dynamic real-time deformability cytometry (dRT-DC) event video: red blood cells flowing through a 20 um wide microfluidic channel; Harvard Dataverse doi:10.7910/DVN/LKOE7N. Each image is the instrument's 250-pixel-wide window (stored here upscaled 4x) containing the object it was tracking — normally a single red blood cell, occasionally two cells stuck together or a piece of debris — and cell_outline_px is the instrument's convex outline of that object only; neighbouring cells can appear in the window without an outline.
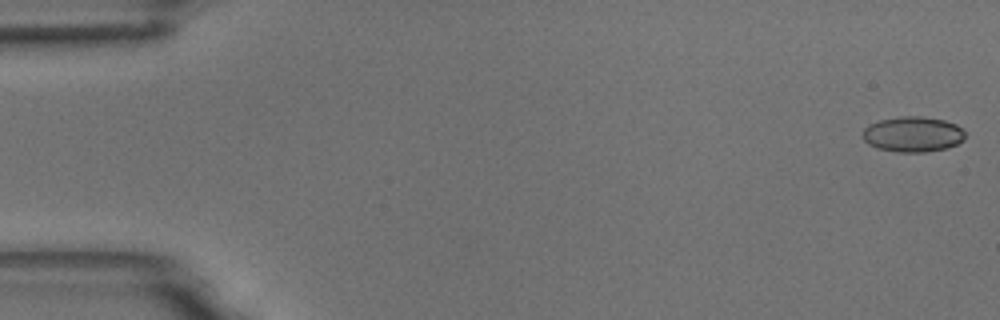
{"species": "common noctule bat (a hibernating species)", "species_latin": "Nyctalus noctula", "temperature_condition": "room temperature", "stored_images_in_passage": 16, "camera_frame_rate_fps": 3000, "um_per_image_px": 0.085, "animal": {"sex": "male", "body_mass_g": 18.8}, "frame": {"image": 1, "passage_image": 1, "time_ms": 0.0, "image_size_px": [1000, 320], "cell_outline_px": [[964, 140], [948, 148], [924, 152], [896, 152], [876, 148], [868, 144], [864, 140], [864, 128], [868, 124], [880, 120], [900, 116], [920, 116], [944, 120], [956, 124], [964, 132]], "centroid_in_image_um": [77.58, 11.41], "position_along_channel_um": 7.4, "area_um2": 21.15}}
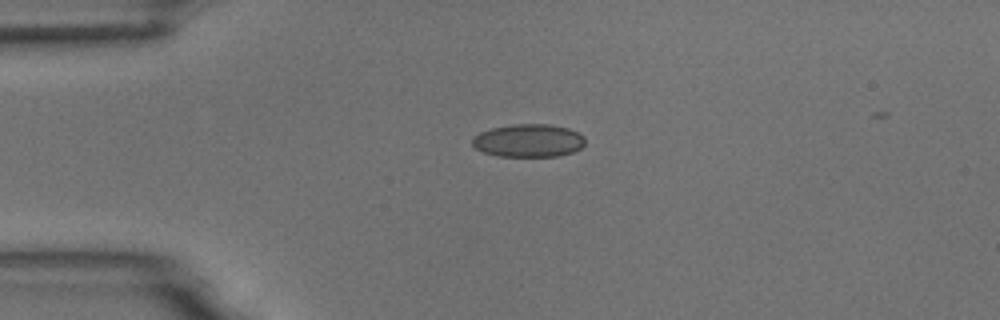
{"frame": {"image": 2, "passage_image": 13, "time_ms": 4.0, "image_size_px": [1000, 320], "cell_outline_px": [[584, 144], [580, 148], [572, 152], [556, 156], [500, 156], [484, 152], [476, 148], [472, 144], [472, 136], [480, 132], [492, 128], [512, 124], [548, 124], [568, 128], [580, 132], [584, 136]], "centroid_in_image_um": [44.92, 11.94], "position_along_channel_um": 40.1, "area_um2": 21.68}}